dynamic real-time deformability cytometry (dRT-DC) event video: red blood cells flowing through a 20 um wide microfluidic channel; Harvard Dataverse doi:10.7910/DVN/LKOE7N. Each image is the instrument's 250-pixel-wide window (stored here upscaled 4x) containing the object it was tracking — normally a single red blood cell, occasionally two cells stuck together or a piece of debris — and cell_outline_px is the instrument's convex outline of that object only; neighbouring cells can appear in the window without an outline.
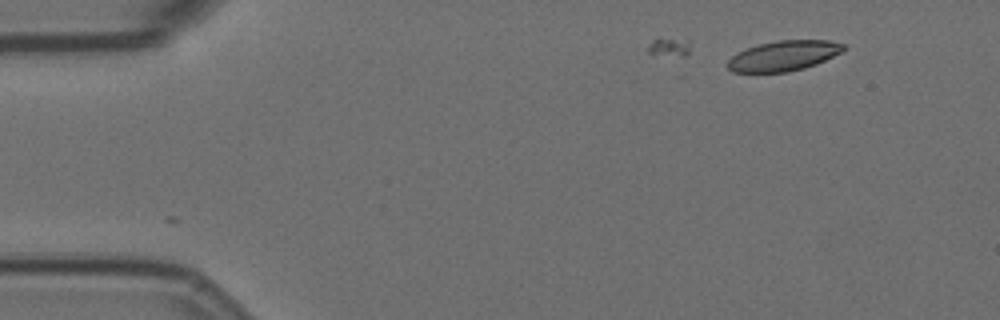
{"species": "Egyptian fruit bat (a non-hibernating species)", "species_latin": "Rousettus aegyptiacus", "temperature_condition": "room temperature", "stored_images_in_passage": 2, "camera_frame_rate_fps": 3000, "um_per_image_px": 0.085, "animal": {"sex": "female"}, "frame": {"image": 1, "passage_image": 2, "time_ms": 0.333, "image_size_px": [1000, 320], "cell_outline_px": [[844, 48], [840, 52], [816, 64], [804, 68], [788, 72], [732, 72], [728, 68], [728, 60], [736, 52], [760, 44], [780, 40], [828, 40], [844, 44]], "centroid_in_image_um": [66.58, 4.74], "position_along_channel_um": 18.4, "area_um2": 20.11}}